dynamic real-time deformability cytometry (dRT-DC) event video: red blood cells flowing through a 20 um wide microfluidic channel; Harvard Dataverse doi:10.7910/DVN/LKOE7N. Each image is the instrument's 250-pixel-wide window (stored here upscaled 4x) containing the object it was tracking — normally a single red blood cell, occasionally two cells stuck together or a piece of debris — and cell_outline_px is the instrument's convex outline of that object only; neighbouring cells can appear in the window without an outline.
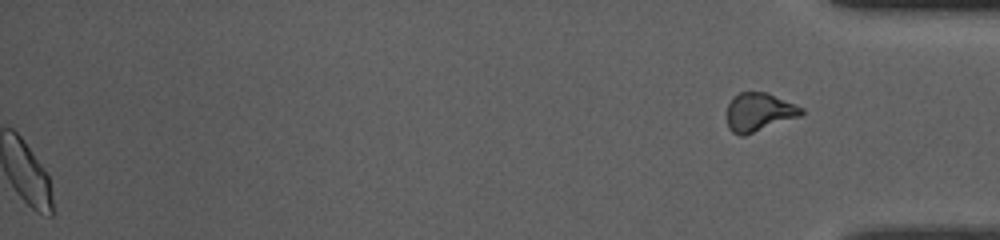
{"species": "common noctule bat (a hibernating species)", "species_latin": "Nyctalus noctula", "temperature_condition": "room temperature", "stored_images_in_passage": 45, "segment_of_instrument_passage": [2, 2], "camera_frame_rate_fps": 3000, "um_per_image_px": 0.085, "animal": {"sex": "female", "body_mass_g": 10.0, "forearm_length_mm": 53.1}, "frame": {"image": 1, "passage_image": 45, "time_ms": 14.667, "image_size_px": [1000, 240], "cell_outline_px": [[804, 112], [800, 116], [744, 136], [740, 136], [732, 132], [728, 128], [728, 104], [740, 92], [768, 92], [804, 108]], "centroid_in_image_um": [64.54, 9.53], "position_along_channel_um": 370.7, "area_um2": 16.59}}